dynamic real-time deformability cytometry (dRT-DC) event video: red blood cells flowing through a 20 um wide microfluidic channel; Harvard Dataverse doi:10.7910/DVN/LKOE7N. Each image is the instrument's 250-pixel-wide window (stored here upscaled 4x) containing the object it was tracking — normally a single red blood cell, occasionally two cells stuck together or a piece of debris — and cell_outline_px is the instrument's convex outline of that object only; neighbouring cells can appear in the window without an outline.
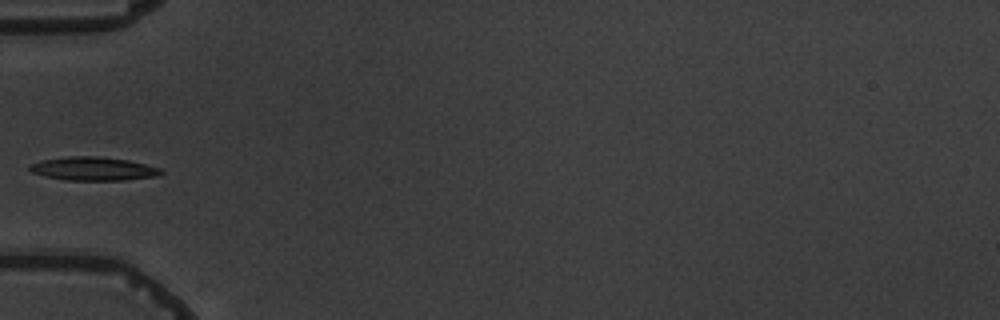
{"species": "common noctule bat (a hibernating species)", "species_latin": "Nyctalus noctula", "temperature_condition": "warm", "stored_images_in_passage": 5, "camera_frame_rate_fps": 3000, "um_per_image_px": 0.085, "animal": {"sex": "male", "body_mass_g": 19.5, "forearm_length_mm": 54.6}, "frame": {"image": 1, "passage_image": 4, "time_ms": 4.333, "image_size_px": [1000, 320], "cell_outline_px": [[164, 172], [156, 176], [124, 180], [64, 180], [44, 176], [32, 172], [28, 168], [32, 164], [44, 160], [68, 156], [100, 156], [128, 160], [160, 168]], "centroid_in_image_um": [7.94, 14.34], "position_along_channel_um": 77.1, "area_um2": 17.86}}